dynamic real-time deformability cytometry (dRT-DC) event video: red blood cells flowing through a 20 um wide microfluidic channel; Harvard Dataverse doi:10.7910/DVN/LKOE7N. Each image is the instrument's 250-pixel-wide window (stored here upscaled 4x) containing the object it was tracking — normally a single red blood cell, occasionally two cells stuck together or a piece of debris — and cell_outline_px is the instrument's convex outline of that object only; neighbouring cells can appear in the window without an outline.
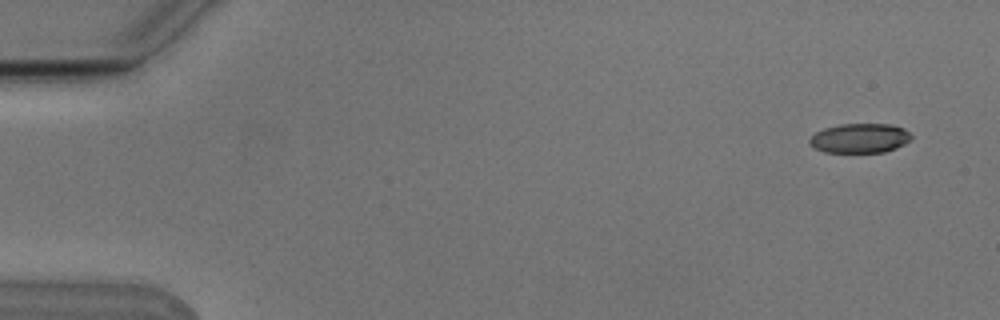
{"species": "Egyptian fruit bat (a non-hibernating species)", "species_latin": "Rousettus aegyptiacus", "temperature_condition": "cold", "stored_images_in_passage": 6, "camera_frame_rate_fps": 3000, "um_per_image_px": 0.085, "animal": {"sex": "male"}, "frame": {"image": 1, "passage_image": 1, "time_ms": 0.0, "image_size_px": [1000, 320], "cell_outline_px": [[912, 140], [896, 148], [884, 152], [824, 152], [808, 144], [808, 140], [816, 132], [824, 128], [840, 124], [888, 124], [904, 128], [912, 136]], "centroid_in_image_um": [73.09, 11.75], "position_along_channel_um": 11.9, "area_um2": 17.51}}